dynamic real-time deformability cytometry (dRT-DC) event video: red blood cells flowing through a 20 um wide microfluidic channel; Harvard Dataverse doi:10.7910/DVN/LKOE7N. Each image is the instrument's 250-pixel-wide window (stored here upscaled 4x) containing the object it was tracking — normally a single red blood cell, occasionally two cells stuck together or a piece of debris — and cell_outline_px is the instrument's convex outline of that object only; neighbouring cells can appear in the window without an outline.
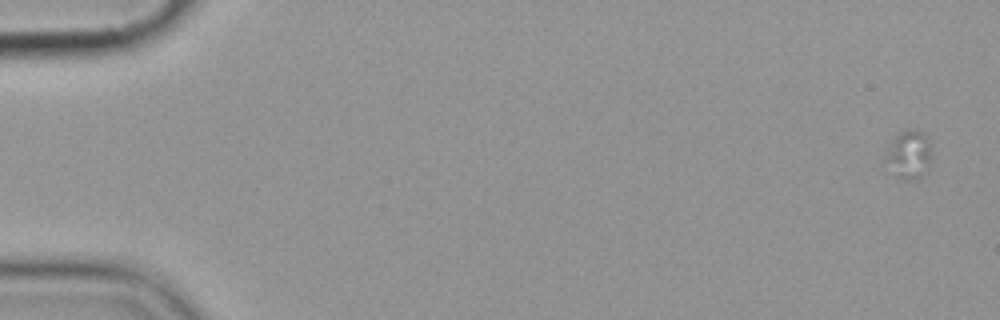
{"species": "common noctule bat (a hibernating species)", "species_latin": "Nyctalus noctula", "temperature_condition": "cold", "stored_images_in_passage": 9, "camera_frame_rate_fps": 3000, "um_per_image_px": 0.085, "animal": {"sex": "female", "body_mass_g": 19.9}, "frame": {"image": 1, "passage_image": 1, "time_ms": 0.0, "image_size_px": [1000, 320], "cell_outline_px": [[932, 160], [920, 176], [916, 180], [900, 180], [896, 176], [884, 160], [892, 140], [900, 132], [908, 128], [920, 132], [928, 140]], "centroid_in_image_um": [77.24, 13.17], "position_along_channel_um": 7.8, "area_um2": 12.72}}